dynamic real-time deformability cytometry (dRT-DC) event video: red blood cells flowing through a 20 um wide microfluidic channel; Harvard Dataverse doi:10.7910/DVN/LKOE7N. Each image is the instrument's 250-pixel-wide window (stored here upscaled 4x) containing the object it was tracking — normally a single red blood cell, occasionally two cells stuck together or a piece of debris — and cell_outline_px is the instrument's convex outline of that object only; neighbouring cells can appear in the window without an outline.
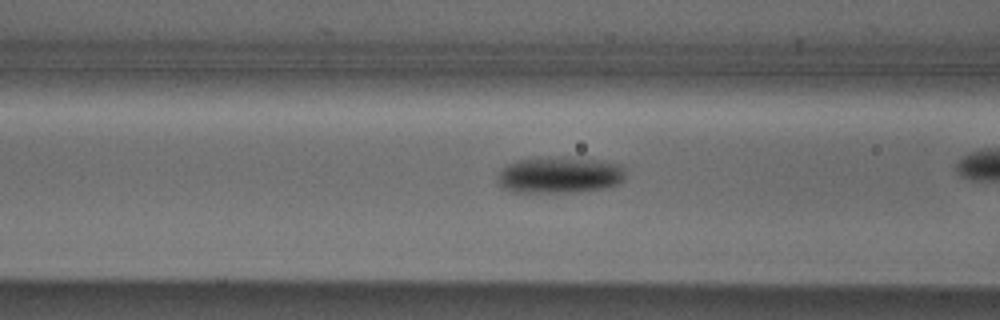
{"species": "Egyptian fruit bat (a non-hibernating species)", "species_latin": "Rousettus aegyptiacus", "temperature_condition": "cold", "stored_images_in_passage": 31, "camera_frame_rate_fps": 3000, "um_per_image_px": 0.085, "animal": {"sex": "male"}, "frame": {"image": 1, "passage_image": 10, "time_ms": 3.0, "image_size_px": [1000, 320], "cell_outline_px": [[624, 180], [620, 184], [604, 188], [572, 192], [516, 192], [504, 188], [496, 180], [496, 176], [508, 164], [516, 160], [548, 156], [564, 156], [596, 160], [624, 164]], "centroid_in_image_um": [47.59, 14.85], "position_along_channel_um": 119.0, "area_um2": 27.51}}